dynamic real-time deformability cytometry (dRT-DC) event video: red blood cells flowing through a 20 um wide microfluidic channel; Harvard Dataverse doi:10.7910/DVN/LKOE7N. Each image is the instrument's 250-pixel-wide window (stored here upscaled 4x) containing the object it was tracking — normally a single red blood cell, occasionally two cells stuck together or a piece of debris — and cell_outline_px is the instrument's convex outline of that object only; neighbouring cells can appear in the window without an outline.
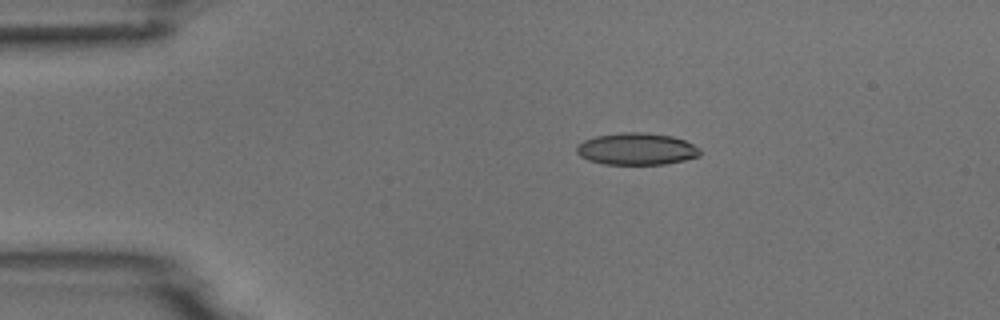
{"species": "common noctule bat (a hibernating species)", "species_latin": "Nyctalus noctula", "temperature_condition": "room temperature", "stored_images_in_passage": 5, "camera_frame_rate_fps": 3000, "um_per_image_px": 0.085, "animal": {"sex": "male", "body_mass_g": 18.8}, "frame": {"image": 1, "passage_image": 3, "time_ms": 2.333, "image_size_px": [1000, 320], "cell_outline_px": [[700, 156], [684, 160], [664, 164], [604, 164], [588, 160], [580, 156], [576, 152], [576, 144], [584, 140], [596, 136], [624, 132], [644, 132], [672, 136], [684, 140], [700, 148]], "centroid_in_image_um": [54.09, 12.66], "position_along_channel_um": 30.9, "area_um2": 23.0}}
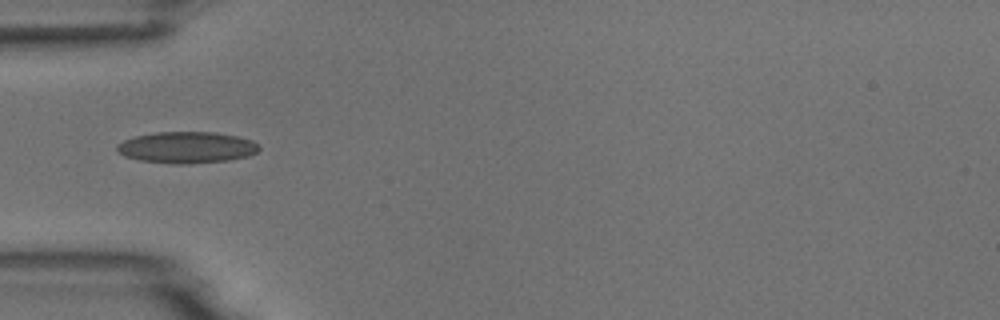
{"frame": {"image": 2, "passage_image": 5, "time_ms": 4.667, "image_size_px": [1000, 320], "cell_outline_px": [[260, 148], [256, 152], [248, 156], [228, 160], [188, 164], [172, 164], [140, 160], [124, 156], [116, 148], [116, 144], [124, 140], [136, 136], [156, 132], [212, 132], [236, 136], [252, 140]], "centroid_in_image_um": [15.85, 12.53], "position_along_channel_um": 69.1, "area_um2": 25.89}}